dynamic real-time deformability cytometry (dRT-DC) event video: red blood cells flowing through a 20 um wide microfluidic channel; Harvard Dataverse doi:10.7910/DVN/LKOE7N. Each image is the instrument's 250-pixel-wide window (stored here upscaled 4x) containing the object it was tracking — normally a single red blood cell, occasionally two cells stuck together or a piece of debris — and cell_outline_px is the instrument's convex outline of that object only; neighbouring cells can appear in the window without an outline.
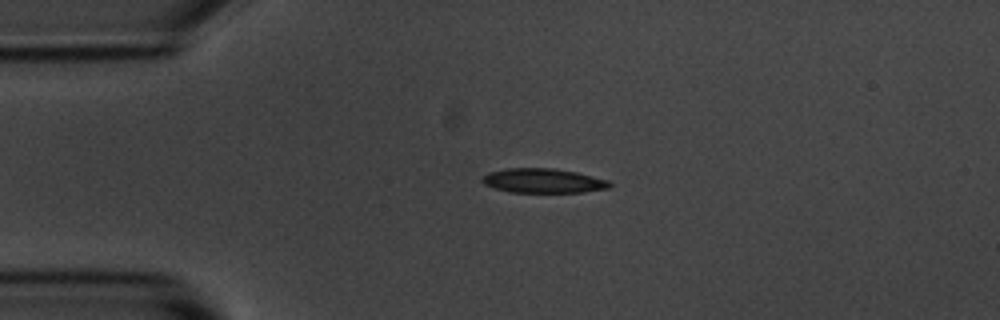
{"species": "common noctule bat (a hibernating species)", "species_latin": "Nyctalus noctula", "temperature_condition": "room temperature", "stored_images_in_passage": 4, "camera_frame_rate_fps": 3000, "um_per_image_px": 0.085, "animal": {"sex": "male", "body_mass_g": 20.1, "forearm_length_mm": 53.5}, "frame": {"image": 1, "passage_image": 1, "time_ms": 0.0, "image_size_px": [1000, 320], "cell_outline_px": [[612, 184], [608, 188], [584, 192], [508, 192], [484, 184], [480, 180], [488, 172], [508, 168], [552, 168], [576, 172], [608, 180]], "centroid_in_image_um": [46.16, 15.36], "position_along_channel_um": 38.8, "area_um2": 18.03}}